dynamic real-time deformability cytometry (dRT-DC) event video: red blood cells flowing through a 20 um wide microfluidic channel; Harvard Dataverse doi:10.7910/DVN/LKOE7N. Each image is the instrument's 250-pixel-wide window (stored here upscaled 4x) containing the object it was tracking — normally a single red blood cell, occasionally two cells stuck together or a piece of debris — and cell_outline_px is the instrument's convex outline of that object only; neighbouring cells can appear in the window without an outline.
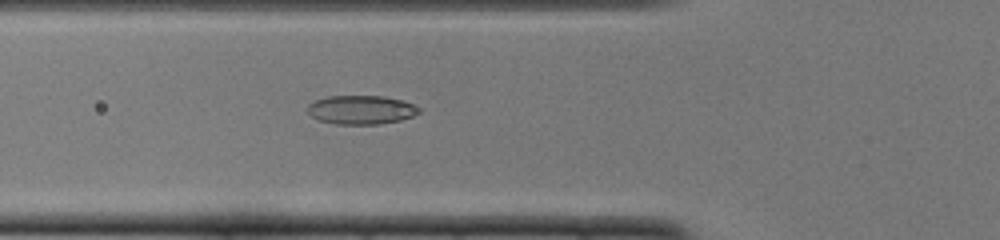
{"species": "common noctule bat (a hibernating species)", "species_latin": "Nyctalus noctula", "temperature_condition": "cold", "stored_images_in_passage": 41, "camera_frame_rate_fps": 3000, "um_per_image_px": 0.085, "animal": {"sex": "female", "body_mass_g": 22.0, "forearm_length_mm": 56.7}, "frame": {"image": 1, "passage_image": 9, "time_ms": 2.667, "image_size_px": [1000, 240], "cell_outline_px": [[420, 112], [412, 116], [400, 120], [380, 124], [336, 124], [320, 120], [312, 116], [308, 112], [308, 104], [316, 100], [328, 96], [384, 96], [400, 100], [412, 104], [420, 108]], "centroid_in_image_um": [30.7, 9.33], "position_along_channel_um": 95.1, "area_um2": 18.55}}
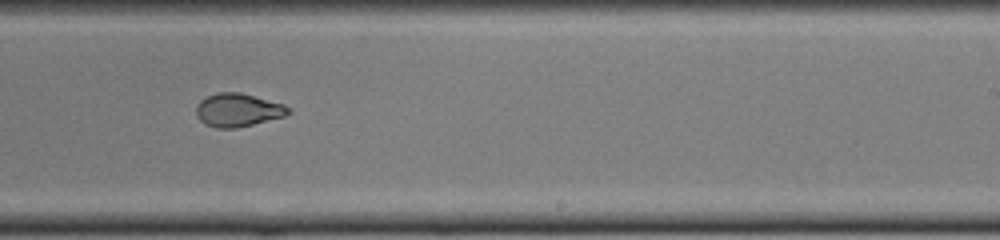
{"frame": {"image": 2, "passage_image": 22, "time_ms": 7.0, "image_size_px": [1000, 240], "cell_outline_px": [[292, 112], [284, 116], [236, 128], [216, 128], [204, 124], [196, 116], [196, 104], [200, 100], [216, 92], [240, 92], [284, 104], [292, 108]], "centroid_in_image_um": [20.21, 9.35], "position_along_channel_um": 268.8, "area_um2": 17.98}}
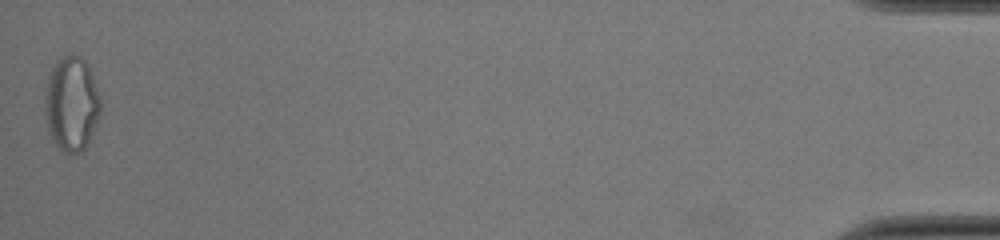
{"frame": {"image": 3, "passage_image": 41, "time_ms": 13.333, "image_size_px": [1000, 240], "cell_outline_px": [[100, 116], [88, 144], [80, 152], [64, 152], [56, 144], [48, 128], [44, 108], [44, 100], [48, 76], [56, 60], [60, 56], [80, 56], [88, 64], [100, 96]], "centroid_in_image_um": [6.09, 8.8], "position_along_channel_um": 429.1, "area_um2": 30.58}, "authors_computed_cell_mechanics": {"area_um2": 18.4382, "velocity_mm_per_s": 4.0119, "shape_relaxation_time_tau1_ms": null, "shape_relaxation_time_tau2_ms": 1.1473, "deformation_change_tau1": null, "deformation_change_tau2": 0.0602}}